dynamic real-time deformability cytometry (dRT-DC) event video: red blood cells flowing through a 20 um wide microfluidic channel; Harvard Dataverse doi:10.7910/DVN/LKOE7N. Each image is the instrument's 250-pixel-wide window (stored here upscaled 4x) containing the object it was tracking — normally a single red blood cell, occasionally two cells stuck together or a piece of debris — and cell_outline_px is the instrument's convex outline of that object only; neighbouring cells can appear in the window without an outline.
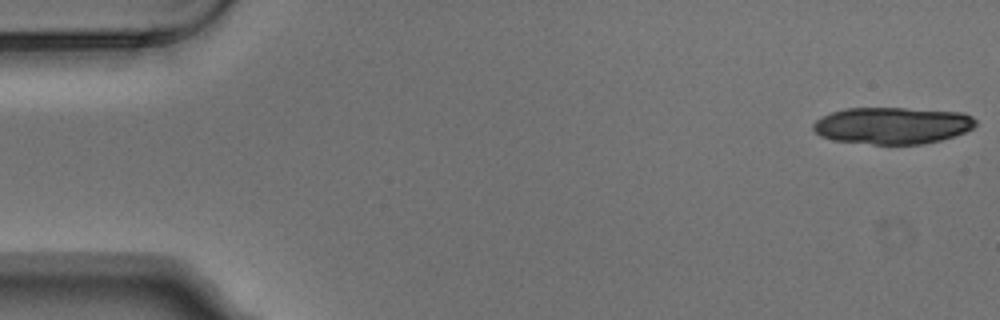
{"species": "Egyptian fruit bat (a non-hibernating species)", "species_latin": "Rousettus aegyptiacus", "temperature_condition": "warm", "stored_images_in_passage": 5, "camera_frame_rate_fps": 3000, "um_per_image_px": 0.085, "animal": {"sex": "male"}, "frame": {"image": 1, "passage_image": 1, "time_ms": 0.0, "image_size_px": [1000, 320], "cell_outline_px": [[976, 124], [972, 128], [964, 132], [940, 140], [920, 144], [872, 144], [832, 140], [820, 136], [812, 128], [812, 124], [816, 120], [832, 112], [844, 108], [904, 108], [964, 112], [972, 116], [976, 120]], "centroid_in_image_um": [75.84, 10.66], "position_along_channel_um": 9.2, "area_um2": 34.85}}